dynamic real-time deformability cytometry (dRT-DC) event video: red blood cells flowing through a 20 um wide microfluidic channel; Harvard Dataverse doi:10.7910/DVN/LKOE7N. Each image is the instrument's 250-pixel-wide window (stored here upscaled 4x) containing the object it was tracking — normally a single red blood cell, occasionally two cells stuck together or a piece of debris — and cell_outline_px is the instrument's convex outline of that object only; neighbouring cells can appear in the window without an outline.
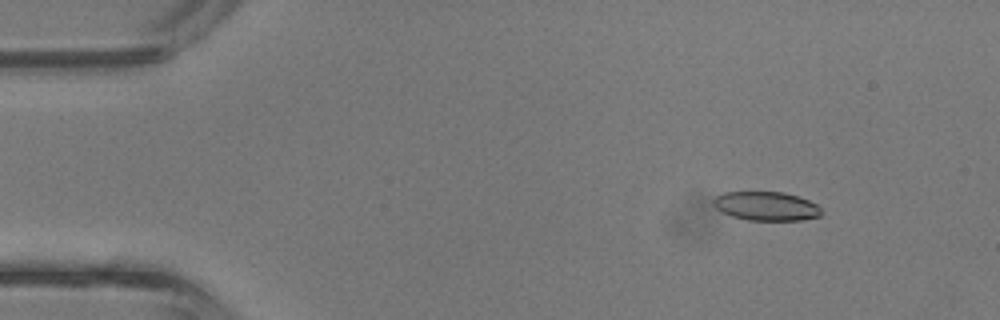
{"species": "common noctule bat (a hibernating species)", "species_latin": "Nyctalus noctula", "temperature_condition": "room temperature", "stored_images_in_passage": 43, "camera_frame_rate_fps": 3000, "um_per_image_px": 0.085, "animal": {"sex": "male", "body_mass_g": 13.3}, "frame": {"image": 1, "passage_image": 6, "time_ms": 1.667, "image_size_px": [1000, 320], "cell_outline_px": [[820, 216], [800, 220], [748, 220], [732, 216], [716, 208], [712, 204], [712, 200], [716, 196], [724, 192], [784, 192], [808, 200], [816, 204], [820, 208]], "centroid_in_image_um": [65.1, 17.51], "position_along_channel_um": 19.9, "area_um2": 18.03}}
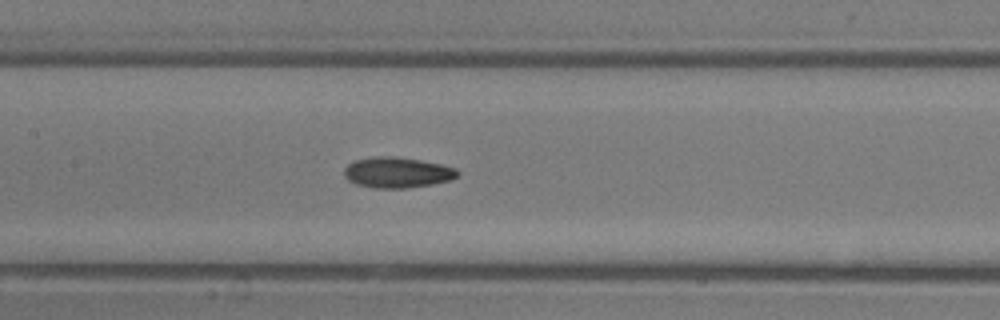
{"frame": {"image": 2, "passage_image": 21, "time_ms": 6.667, "image_size_px": [1000, 320], "cell_outline_px": [[460, 172], [456, 176], [448, 180], [432, 184], [408, 188], [372, 188], [356, 184], [348, 180], [344, 176], [344, 168], [352, 160], [372, 156], [396, 156], [420, 160], [440, 164], [456, 168]], "centroid_in_image_um": [33.71, 14.65], "position_along_channel_um": 173.7, "area_um2": 20.4}}
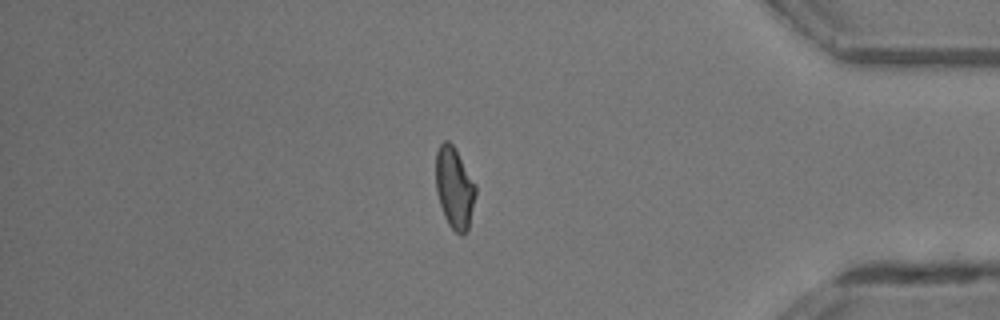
{"frame": {"image": 3, "passage_image": 37, "time_ms": 12.0, "image_size_px": [1000, 320], "cell_outline_px": [[476, 192], [468, 232], [464, 236], [460, 236], [448, 224], [444, 216], [440, 204], [436, 188], [436, 152], [440, 144], [444, 140], [448, 140], [452, 144], [476, 184]], "centroid_in_image_um": [38.64, 16.0], "position_along_channel_um": 396.6, "area_um2": 18.9}, "authors_computed_cell_mechanics": {"area_um2": 19.1896, "velocity_mm_per_s": 4.8346, "shape_relaxation_time_tau1_ms": 6.9589, "shape_relaxation_time_tau2_ms": 3.8016, "deformation_change_tau1": 0.1845, "deformation_change_tau2": 0.1161}}